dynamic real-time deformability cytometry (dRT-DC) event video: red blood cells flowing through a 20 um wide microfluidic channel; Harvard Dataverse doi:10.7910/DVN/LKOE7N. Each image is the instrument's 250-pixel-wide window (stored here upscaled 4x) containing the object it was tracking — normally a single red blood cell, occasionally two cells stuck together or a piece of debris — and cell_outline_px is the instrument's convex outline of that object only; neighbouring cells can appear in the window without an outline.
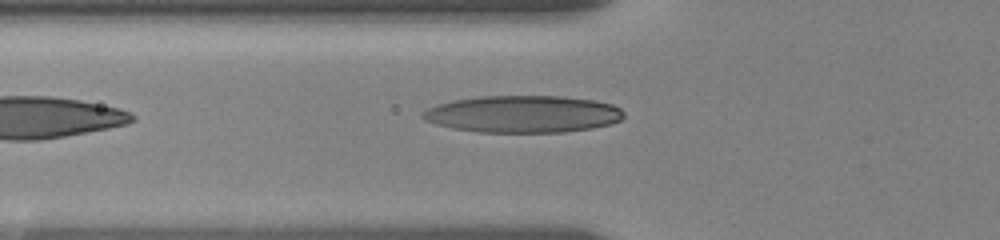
{"species": "human", "species_latin": "Homo sapiens", "temperature_condition": "room temperature", "stored_images_in_passage": 7, "camera_frame_rate_fps": 3000, "um_per_image_px": 0.085, "donor": {"sex": "female"}, "frame": {"image": 1, "passage_image": 7, "time_ms": 5.0, "image_size_px": [1000, 240], "cell_outline_px": [[624, 116], [620, 120], [608, 124], [592, 128], [564, 132], [480, 132], [452, 128], [436, 124], [424, 120], [420, 116], [428, 108], [436, 104], [456, 100], [480, 96], [564, 96], [596, 100], [612, 104], [620, 108], [624, 112]], "centroid_in_image_um": [44.46, 9.69], "position_along_channel_um": 81.3, "area_um2": 43.47}}